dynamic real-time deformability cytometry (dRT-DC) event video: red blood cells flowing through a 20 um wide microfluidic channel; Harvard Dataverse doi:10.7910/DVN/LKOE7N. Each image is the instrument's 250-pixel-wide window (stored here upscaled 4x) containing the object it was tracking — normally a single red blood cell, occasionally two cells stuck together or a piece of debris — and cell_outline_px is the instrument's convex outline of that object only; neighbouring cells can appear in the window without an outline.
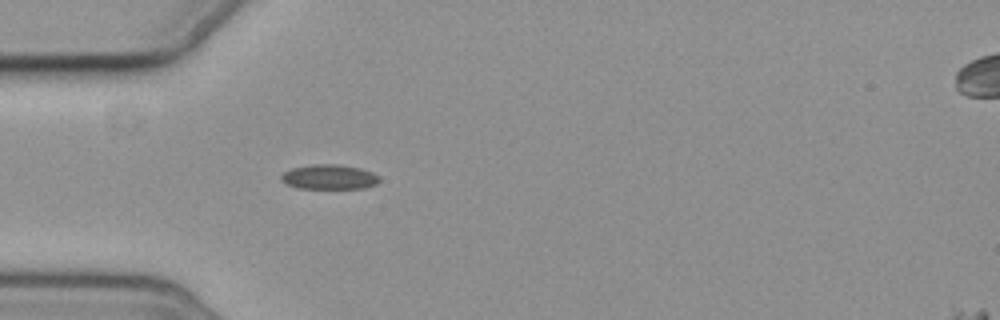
{"species": "common noctule bat (a hibernating species)", "species_latin": "Nyctalus noctula", "temperature_condition": "cold", "stored_images_in_passage": 4, "camera_frame_rate_fps": 3000, "um_per_image_px": 0.085, "animal": {"sex": "female", "body_mass_g": 19.3, "forearm_length_mm": 54.1}, "frame": {"image": 1, "passage_image": 4, "time_ms": 4.667, "image_size_px": [1000, 320], "cell_outline_px": [[380, 180], [376, 184], [364, 188], [300, 188], [288, 184], [280, 180], [280, 176], [284, 172], [292, 168], [312, 164], [340, 164], [360, 168], [372, 172], [380, 176]], "centroid_in_image_um": [28.0, 15.03], "position_along_channel_um": 57.0, "area_um2": 14.16}}